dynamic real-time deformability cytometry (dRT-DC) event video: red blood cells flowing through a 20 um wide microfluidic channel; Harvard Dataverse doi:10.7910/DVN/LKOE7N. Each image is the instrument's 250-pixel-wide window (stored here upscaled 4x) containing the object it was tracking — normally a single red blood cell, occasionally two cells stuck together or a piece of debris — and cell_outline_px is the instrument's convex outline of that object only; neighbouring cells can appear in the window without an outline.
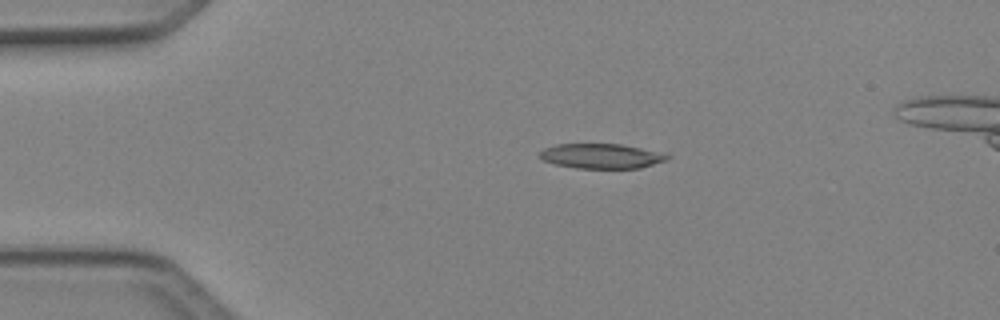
{"species": "Egyptian fruit bat (a non-hibernating species)", "species_latin": "Rousettus aegyptiacus", "temperature_condition": "cold", "stored_images_in_passage": 4, "camera_frame_rate_fps": 3000, "um_per_image_px": 0.085, "animal": {"sex": "female"}, "frame": {"image": 1, "passage_image": 2, "time_ms": 0.333, "image_size_px": [1000, 320], "cell_outline_px": [[672, 156], [668, 160], [640, 168], [576, 168], [556, 164], [544, 160], [540, 156], [540, 152], [544, 148], [556, 144], [620, 144], [640, 148]], "centroid_in_image_um": [51.11, 13.27], "position_along_channel_um": 33.9, "area_um2": 18.21}}